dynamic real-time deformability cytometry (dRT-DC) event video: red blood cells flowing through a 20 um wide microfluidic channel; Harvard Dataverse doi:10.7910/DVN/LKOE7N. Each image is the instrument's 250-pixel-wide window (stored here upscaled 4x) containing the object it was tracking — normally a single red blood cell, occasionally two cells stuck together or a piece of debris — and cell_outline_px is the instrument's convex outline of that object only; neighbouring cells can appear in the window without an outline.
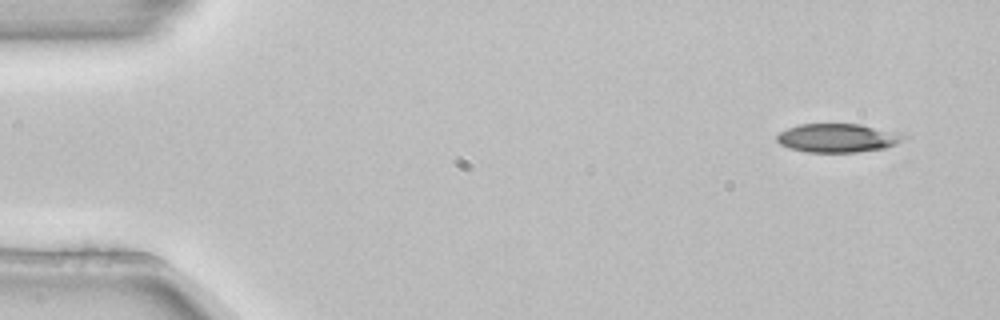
{"species": "common noctule bat (a hibernating species)", "species_latin": "Nyctalus noctula", "temperature_condition": "room temperature", "stored_images_in_passage": 5, "camera_frame_rate_fps": 3000, "um_per_image_px": 0.085, "animal": {"sex": "female", "body_mass_g": 22.7, "forearm_length_mm": 54.2}, "frame": {"image": 1, "passage_image": 1, "time_ms": 0.0, "image_size_px": [1000, 320], "cell_outline_px": [[908, 136], [904, 140], [896, 144], [884, 148], [856, 152], [804, 152], [788, 148], [780, 144], [776, 140], [776, 136], [780, 132], [788, 128], [800, 124], [860, 124]], "centroid_in_image_um": [71.15, 11.74], "position_along_channel_um": 13.9, "area_um2": 21.04}}
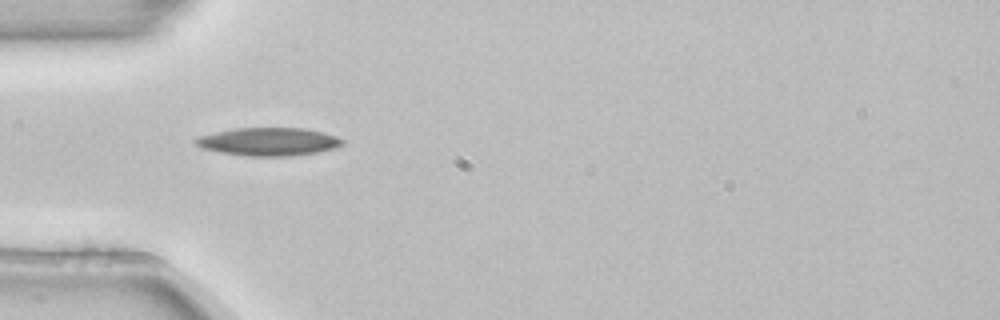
{"frame": {"image": 2, "passage_image": 4, "time_ms": 1.0, "image_size_px": [1000, 320], "cell_outline_px": [[344, 144], [336, 148], [320, 152], [292, 156], [244, 156], [220, 152], [200, 148], [192, 140], [196, 136], [236, 128], [304, 128], [324, 132], [336, 136], [344, 140]], "centroid_in_image_um": [22.83, 12.05], "position_along_channel_um": 62.2, "area_um2": 24.33}}